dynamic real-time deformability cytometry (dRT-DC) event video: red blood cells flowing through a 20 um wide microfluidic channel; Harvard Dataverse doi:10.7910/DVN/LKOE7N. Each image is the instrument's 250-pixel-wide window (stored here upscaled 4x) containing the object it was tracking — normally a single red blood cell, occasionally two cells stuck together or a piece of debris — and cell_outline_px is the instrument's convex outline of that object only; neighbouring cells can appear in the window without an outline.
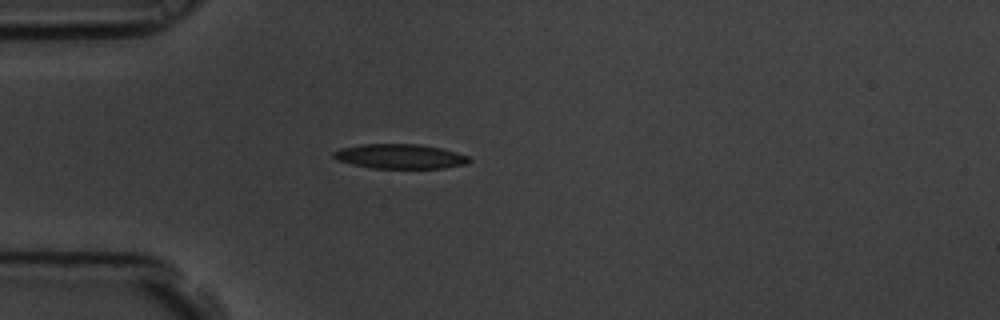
{"species": "common noctule bat (a hibernating species)", "species_latin": "Nyctalus noctula", "temperature_condition": "room temperature", "stored_images_in_passage": 4, "camera_frame_rate_fps": 3000, "um_per_image_px": 0.085, "animal": {"sex": "male", "body_mass_g": 19.5, "forearm_length_mm": 54.6}, "frame": {"image": 1, "passage_image": 4, "time_ms": 1.0, "image_size_px": [1000, 320], "cell_outline_px": [[472, 160], [468, 164], [444, 168], [372, 168], [352, 164], [336, 160], [332, 156], [332, 152], [340, 148], [364, 144], [420, 144], [440, 148], [456, 152], [468, 156]], "centroid_in_image_um": [34.0, 13.29], "position_along_channel_um": 51.0, "area_um2": 19.54}}